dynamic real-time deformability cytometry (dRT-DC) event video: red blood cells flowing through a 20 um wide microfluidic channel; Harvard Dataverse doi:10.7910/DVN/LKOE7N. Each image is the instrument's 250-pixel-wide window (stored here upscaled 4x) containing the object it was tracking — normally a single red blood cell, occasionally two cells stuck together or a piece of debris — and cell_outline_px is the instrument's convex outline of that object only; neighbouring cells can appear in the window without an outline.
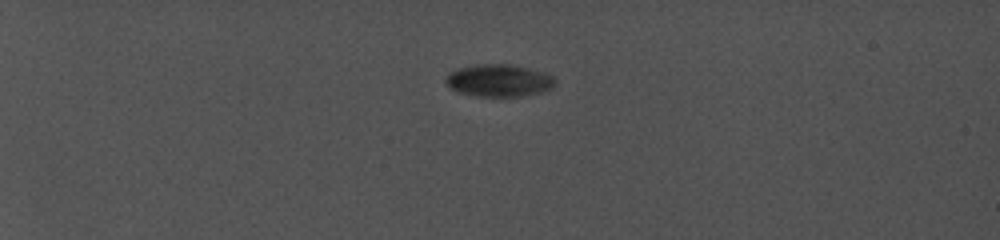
{"species": "common noctule bat (a hibernating species)", "species_latin": "Nyctalus noctula", "temperature_condition": "cold", "stored_images_in_passage": 27, "camera_frame_rate_fps": 5000, "um_per_image_px": 0.085, "animal": {"sex": "female", "body_mass_g": 19.0, "forearm_length_mm": 56.7}, "frame": {"image": 1, "passage_image": 1, "time_ms": 0.0, "image_size_px": [1000, 240], "cell_outline_px": [[556, 84], [552, 88], [540, 92], [520, 96], [476, 96], [456, 92], [448, 88], [444, 80], [448, 72], [460, 68], [476, 64], [508, 64], [528, 68], [544, 72], [552, 76], [556, 80]], "centroid_in_image_um": [42.36, 6.84], "position_along_channel_um": 42.6, "area_um2": 20.75}}
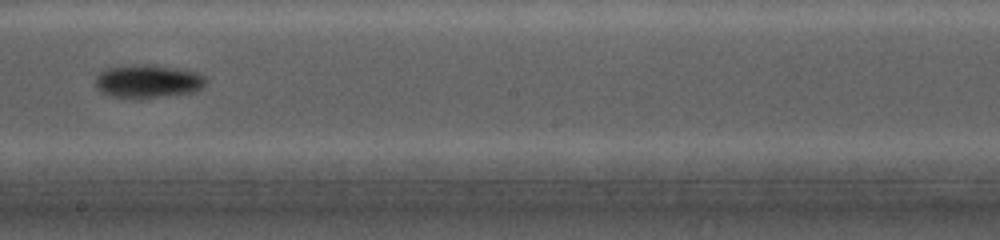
{"frame": {"image": 2, "passage_image": 17, "time_ms": 7.6, "image_size_px": [1000, 240], "cell_outline_px": [[208, 80], [204, 88], [196, 92], [140, 100], [108, 96], [100, 92], [96, 88], [96, 76], [104, 68], [128, 64], [156, 64], [196, 72], [204, 76]], "centroid_in_image_um": [12.57, 6.93], "position_along_channel_um": 235.6, "area_um2": 22.43}}
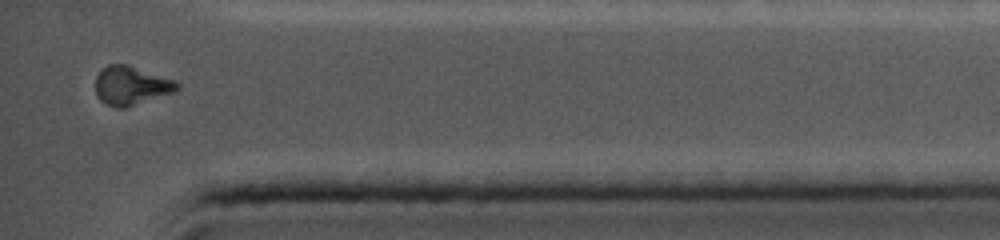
{"frame": {"image": 3, "passage_image": 27, "time_ms": 12.4, "image_size_px": [1000, 240], "cell_outline_px": [[180, 88], [172, 92], [124, 108], [116, 108], [104, 104], [96, 96], [96, 76], [108, 64], [128, 64], [176, 80], [180, 84]], "centroid_in_image_um": [11.14, 7.27], "position_along_channel_um": 424.1, "area_um2": 18.44}, "authors_computed_cell_mechanics": {"area_um2": 21.2126, "velocity_mm_per_s": 3.9177, "shape_relaxation_time_tau1_ms": 0.8381, "shape_relaxation_time_tau2_ms": null, "deformation_change_tau1": 0.0738, "deformation_change_tau2": null}}